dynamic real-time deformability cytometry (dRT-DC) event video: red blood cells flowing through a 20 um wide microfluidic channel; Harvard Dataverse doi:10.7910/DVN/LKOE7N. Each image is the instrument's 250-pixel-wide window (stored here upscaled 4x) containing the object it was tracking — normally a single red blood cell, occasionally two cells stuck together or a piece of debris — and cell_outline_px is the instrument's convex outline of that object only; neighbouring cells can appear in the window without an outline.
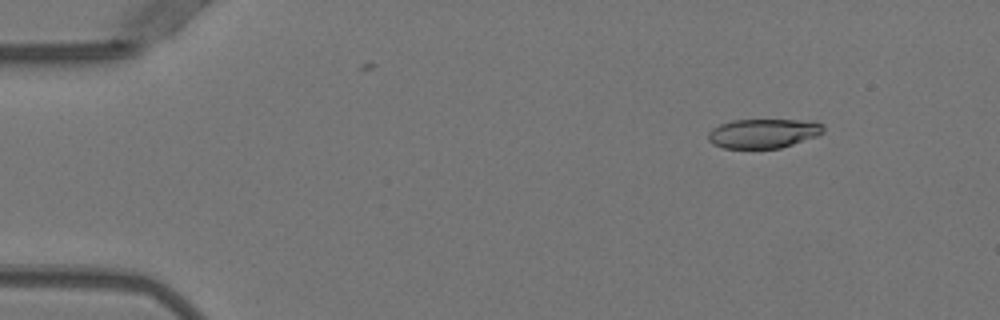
{"species": "Egyptian fruit bat (a non-hibernating species)", "species_latin": "Rousettus aegyptiacus", "temperature_condition": "warm", "stored_images_in_passage": 52, "camera_frame_rate_fps": 3000, "um_per_image_px": 0.085, "animal": {"sex": "female"}, "frame": {"image": 1, "passage_image": 7, "time_ms": 2.0, "image_size_px": [1000, 320], "cell_outline_px": [[824, 132], [816, 136], [780, 148], [724, 148], [712, 144], [708, 140], [708, 132], [712, 128], [720, 124], [732, 120], [812, 120], [824, 124]], "centroid_in_image_um": [64.88, 11.33], "position_along_channel_um": 20.1, "area_um2": 19.77}}
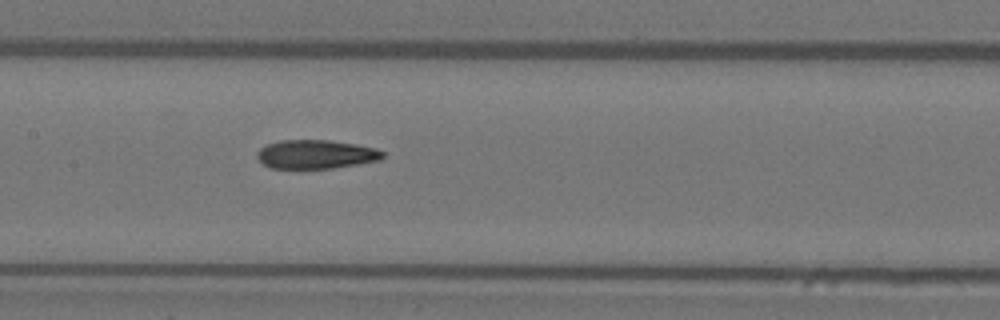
{"frame": {"image": 2, "passage_image": 26, "time_ms": 8.333, "image_size_px": [1000, 320], "cell_outline_px": [[384, 156], [380, 160], [332, 168], [268, 168], [256, 156], [256, 152], [260, 148], [268, 144], [280, 140], [328, 140], [356, 144], [376, 148], [384, 152]], "centroid_in_image_um": [26.84, 13.11], "position_along_channel_um": 180.6, "area_um2": 21.04}}
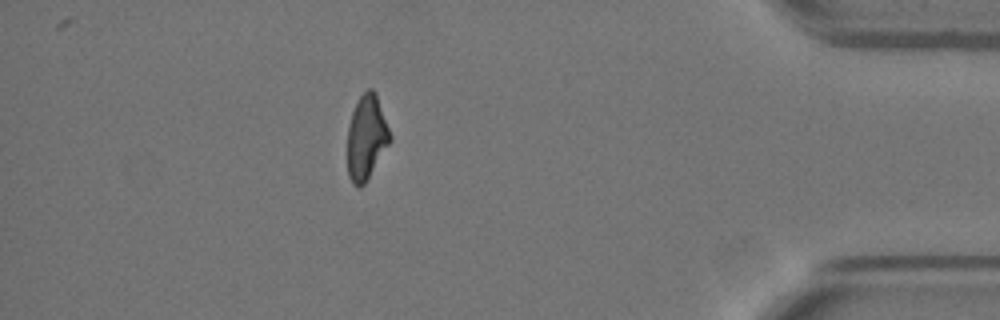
{"frame": {"image": 3, "passage_image": 46, "time_ms": 15.0, "image_size_px": [1000, 320], "cell_outline_px": [[392, 140], [364, 184], [360, 188], [352, 184], [348, 176], [348, 124], [352, 112], [360, 96], [368, 88], [372, 88], [376, 92], [392, 136]], "centroid_in_image_um": [31.16, 11.68], "position_along_channel_um": 404.0, "area_um2": 21.04}, "authors_computed_cell_mechanics": {"area_um2": 21.4149, "velocity_mm_per_s": 3.9956, "shape_relaxation_time_tau1_ms": 7.9256, "shape_relaxation_time_tau2_ms": 2.8974, "deformation_change_tau1": 0.2495, "deformation_change_tau2": 0.1181}}